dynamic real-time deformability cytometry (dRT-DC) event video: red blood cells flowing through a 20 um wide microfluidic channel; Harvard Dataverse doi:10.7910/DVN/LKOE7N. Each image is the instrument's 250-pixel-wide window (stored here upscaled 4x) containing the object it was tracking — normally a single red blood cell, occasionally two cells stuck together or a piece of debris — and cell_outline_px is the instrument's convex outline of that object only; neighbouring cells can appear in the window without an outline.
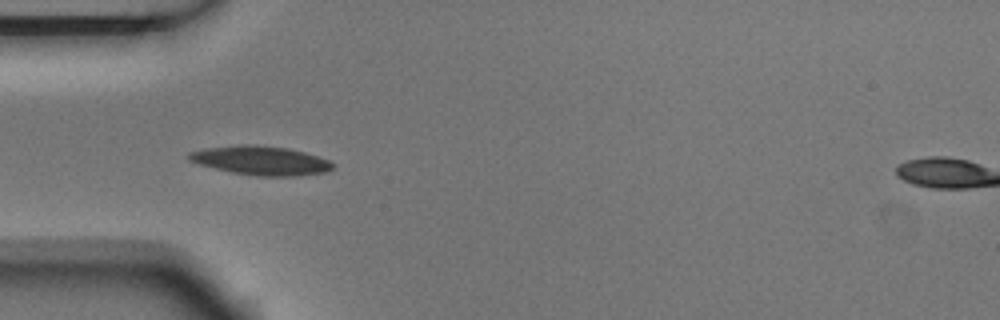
{"species": "Egyptian fruit bat (a non-hibernating species)", "species_latin": "Rousettus aegyptiacus", "temperature_condition": "room temperature", "stored_images_in_passage": 5, "camera_frame_rate_fps": 3000, "um_per_image_px": 0.085, "animal": {"sex": "male"}, "frame": {"image": 1, "passage_image": 4, "time_ms": 1.0, "image_size_px": [1000, 320], "cell_outline_px": [[336, 164], [332, 168], [324, 172], [300, 176], [256, 176], [232, 172], [200, 164], [188, 160], [188, 152], [208, 148], [248, 144], [252, 144], [288, 148], [304, 152], [328, 160]], "centroid_in_image_um": [22.19, 13.65], "position_along_channel_um": 62.8, "area_um2": 24.04}}
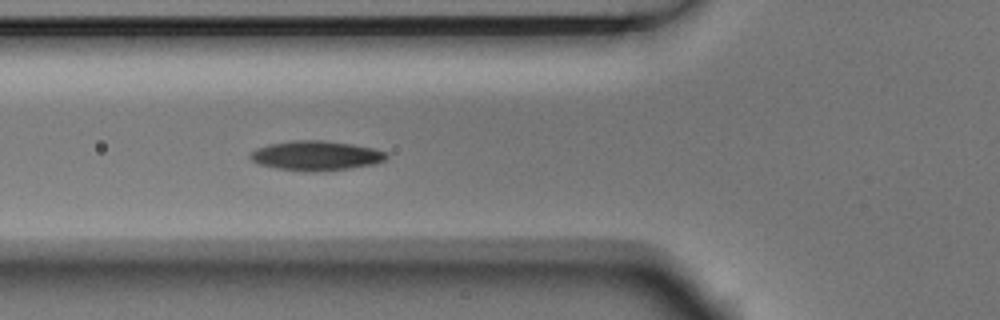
{"frame": {"image": 2, "passage_image": 5, "time_ms": 1.333, "image_size_px": [1000, 320], "cell_outline_px": [[388, 156], [384, 160], [376, 164], [348, 168], [312, 172], [304, 172], [276, 168], [260, 164], [252, 160], [248, 156], [256, 148], [268, 144], [292, 140], [324, 140], [352, 144], [372, 148], [388, 152]], "centroid_in_image_um": [26.86, 13.23], "position_along_channel_um": 98.9, "area_um2": 23.58}}